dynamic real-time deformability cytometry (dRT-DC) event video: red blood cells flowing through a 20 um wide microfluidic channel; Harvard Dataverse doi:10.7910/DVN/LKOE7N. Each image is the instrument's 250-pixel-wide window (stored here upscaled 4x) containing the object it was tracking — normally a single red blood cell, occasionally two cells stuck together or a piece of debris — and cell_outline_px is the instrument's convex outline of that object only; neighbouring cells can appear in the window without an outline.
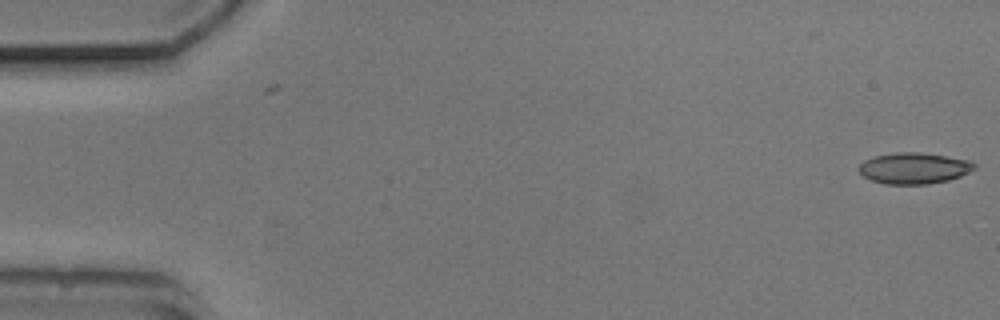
{"species": "common noctule bat (a hibernating species)", "species_latin": "Nyctalus noctula", "temperature_condition": "cold", "stored_images_in_passage": 4, "camera_frame_rate_fps": 3000, "um_per_image_px": 0.085, "animal": {"sex": "male", "body_mass_g": 20.5, "forearm_length_mm": 52.5}, "frame": {"image": 1, "passage_image": 4, "time_ms": 1.0, "image_size_px": [1000, 320], "cell_outline_px": [[976, 168], [960, 176], [948, 180], [928, 184], [884, 184], [872, 180], [864, 176], [856, 168], [864, 160], [876, 156], [896, 152], [920, 152], [972, 160], [976, 164]], "centroid_in_image_um": [77.7, 14.29], "position_along_channel_um": 7.3, "area_um2": 21.04}}